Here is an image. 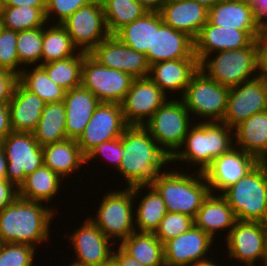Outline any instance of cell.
Wrapping results in <instances>:
<instances>
[{"mask_svg":"<svg viewBox=\"0 0 267 266\" xmlns=\"http://www.w3.org/2000/svg\"><path fill=\"white\" fill-rule=\"evenodd\" d=\"M125 154L116 172L127 188L149 185L171 163L170 157L143 126H128L122 134Z\"/></svg>","mask_w":267,"mask_h":266,"instance_id":"cell-1","label":"cell"},{"mask_svg":"<svg viewBox=\"0 0 267 266\" xmlns=\"http://www.w3.org/2000/svg\"><path fill=\"white\" fill-rule=\"evenodd\" d=\"M46 206V207H45ZM17 197L0 210V243L37 245L49 241L54 207Z\"/></svg>","mask_w":267,"mask_h":266,"instance_id":"cell-2","label":"cell"},{"mask_svg":"<svg viewBox=\"0 0 267 266\" xmlns=\"http://www.w3.org/2000/svg\"><path fill=\"white\" fill-rule=\"evenodd\" d=\"M201 120L199 123H192L183 144L170 158V162H187L196 167L198 165L197 171L204 172L215 158L235 146L233 128L223 122Z\"/></svg>","mask_w":267,"mask_h":266,"instance_id":"cell-3","label":"cell"},{"mask_svg":"<svg viewBox=\"0 0 267 266\" xmlns=\"http://www.w3.org/2000/svg\"><path fill=\"white\" fill-rule=\"evenodd\" d=\"M191 175V176H190ZM161 172L150 185L162 197L168 212H179L195 218L211 193L203 172Z\"/></svg>","mask_w":267,"mask_h":266,"instance_id":"cell-4","label":"cell"},{"mask_svg":"<svg viewBox=\"0 0 267 266\" xmlns=\"http://www.w3.org/2000/svg\"><path fill=\"white\" fill-rule=\"evenodd\" d=\"M212 54L214 56H206L199 62V69L221 85L230 88L261 75L259 39L254 40L247 47Z\"/></svg>","mask_w":267,"mask_h":266,"instance_id":"cell-5","label":"cell"},{"mask_svg":"<svg viewBox=\"0 0 267 266\" xmlns=\"http://www.w3.org/2000/svg\"><path fill=\"white\" fill-rule=\"evenodd\" d=\"M221 195L237 220L264 223L267 220V162L260 161Z\"/></svg>","mask_w":267,"mask_h":266,"instance_id":"cell-6","label":"cell"},{"mask_svg":"<svg viewBox=\"0 0 267 266\" xmlns=\"http://www.w3.org/2000/svg\"><path fill=\"white\" fill-rule=\"evenodd\" d=\"M146 185H138L125 190H112L104 194L96 215L88 217L112 242L120 243L136 231L134 204ZM134 208V209H133ZM115 239V240H114Z\"/></svg>","mask_w":267,"mask_h":266,"instance_id":"cell-7","label":"cell"},{"mask_svg":"<svg viewBox=\"0 0 267 266\" xmlns=\"http://www.w3.org/2000/svg\"><path fill=\"white\" fill-rule=\"evenodd\" d=\"M168 100L143 125L159 147L171 158L183 144L192 116L182 99Z\"/></svg>","mask_w":267,"mask_h":266,"instance_id":"cell-8","label":"cell"},{"mask_svg":"<svg viewBox=\"0 0 267 266\" xmlns=\"http://www.w3.org/2000/svg\"><path fill=\"white\" fill-rule=\"evenodd\" d=\"M229 90V87L210 79L199 69L180 98L190 114L207 122H221L227 109Z\"/></svg>","mask_w":267,"mask_h":266,"instance_id":"cell-9","label":"cell"},{"mask_svg":"<svg viewBox=\"0 0 267 266\" xmlns=\"http://www.w3.org/2000/svg\"><path fill=\"white\" fill-rule=\"evenodd\" d=\"M133 79L128 73L101 65L89 53L84 52L81 86L100 102L121 104Z\"/></svg>","mask_w":267,"mask_h":266,"instance_id":"cell-10","label":"cell"},{"mask_svg":"<svg viewBox=\"0 0 267 266\" xmlns=\"http://www.w3.org/2000/svg\"><path fill=\"white\" fill-rule=\"evenodd\" d=\"M7 159V180L18 189L44 164L43 150L33 133L11 132L1 142Z\"/></svg>","mask_w":267,"mask_h":266,"instance_id":"cell-11","label":"cell"},{"mask_svg":"<svg viewBox=\"0 0 267 266\" xmlns=\"http://www.w3.org/2000/svg\"><path fill=\"white\" fill-rule=\"evenodd\" d=\"M79 51L90 53L110 34L107 30L101 0L80 7L61 24Z\"/></svg>","mask_w":267,"mask_h":266,"instance_id":"cell-12","label":"cell"},{"mask_svg":"<svg viewBox=\"0 0 267 266\" xmlns=\"http://www.w3.org/2000/svg\"><path fill=\"white\" fill-rule=\"evenodd\" d=\"M267 110V76L230 87L224 124L234 128L250 116Z\"/></svg>","mask_w":267,"mask_h":266,"instance_id":"cell-13","label":"cell"},{"mask_svg":"<svg viewBox=\"0 0 267 266\" xmlns=\"http://www.w3.org/2000/svg\"><path fill=\"white\" fill-rule=\"evenodd\" d=\"M168 96L149 78H134L121 103L128 126H143L168 100Z\"/></svg>","mask_w":267,"mask_h":266,"instance_id":"cell-14","label":"cell"},{"mask_svg":"<svg viewBox=\"0 0 267 266\" xmlns=\"http://www.w3.org/2000/svg\"><path fill=\"white\" fill-rule=\"evenodd\" d=\"M225 238L227 257L230 260H238V263L246 266H255L256 261H261L260 264L266 266L265 232L262 222L237 220Z\"/></svg>","mask_w":267,"mask_h":266,"instance_id":"cell-15","label":"cell"},{"mask_svg":"<svg viewBox=\"0 0 267 266\" xmlns=\"http://www.w3.org/2000/svg\"><path fill=\"white\" fill-rule=\"evenodd\" d=\"M127 127L121 104L100 102L78 138V146L86 155L102 142L120 138Z\"/></svg>","mask_w":267,"mask_h":266,"instance_id":"cell-16","label":"cell"},{"mask_svg":"<svg viewBox=\"0 0 267 266\" xmlns=\"http://www.w3.org/2000/svg\"><path fill=\"white\" fill-rule=\"evenodd\" d=\"M68 234L76 258L71 262L75 266H101L112 259L114 242L87 217L83 225ZM70 236V237H69ZM110 245V246H109Z\"/></svg>","mask_w":267,"mask_h":266,"instance_id":"cell-17","label":"cell"},{"mask_svg":"<svg viewBox=\"0 0 267 266\" xmlns=\"http://www.w3.org/2000/svg\"><path fill=\"white\" fill-rule=\"evenodd\" d=\"M259 162L256 157L235 145L229 151L215 158L203 172L210 192L213 194H219L218 192H220L222 194L250 172Z\"/></svg>","mask_w":267,"mask_h":266,"instance_id":"cell-18","label":"cell"},{"mask_svg":"<svg viewBox=\"0 0 267 266\" xmlns=\"http://www.w3.org/2000/svg\"><path fill=\"white\" fill-rule=\"evenodd\" d=\"M89 54L107 68L128 73L133 78L148 77L150 66L146 55L128 47L114 35L101 41Z\"/></svg>","mask_w":267,"mask_h":266,"instance_id":"cell-19","label":"cell"},{"mask_svg":"<svg viewBox=\"0 0 267 266\" xmlns=\"http://www.w3.org/2000/svg\"><path fill=\"white\" fill-rule=\"evenodd\" d=\"M197 58L194 53V39L187 33L175 30L163 22L159 12H154L153 52H147L150 65L157 62Z\"/></svg>","mask_w":267,"mask_h":266,"instance_id":"cell-20","label":"cell"},{"mask_svg":"<svg viewBox=\"0 0 267 266\" xmlns=\"http://www.w3.org/2000/svg\"><path fill=\"white\" fill-rule=\"evenodd\" d=\"M261 31H243L218 27L207 22L194 39V53L200 62L204 57L219 51L235 50L249 46L259 39Z\"/></svg>","mask_w":267,"mask_h":266,"instance_id":"cell-21","label":"cell"},{"mask_svg":"<svg viewBox=\"0 0 267 266\" xmlns=\"http://www.w3.org/2000/svg\"><path fill=\"white\" fill-rule=\"evenodd\" d=\"M213 240L193 225L187 232L164 244L165 266H192L209 260L206 256L210 253Z\"/></svg>","mask_w":267,"mask_h":266,"instance_id":"cell-22","label":"cell"},{"mask_svg":"<svg viewBox=\"0 0 267 266\" xmlns=\"http://www.w3.org/2000/svg\"><path fill=\"white\" fill-rule=\"evenodd\" d=\"M199 70L197 58H183L157 62L149 67L148 77L167 95L168 91L184 92Z\"/></svg>","mask_w":267,"mask_h":266,"instance_id":"cell-23","label":"cell"},{"mask_svg":"<svg viewBox=\"0 0 267 266\" xmlns=\"http://www.w3.org/2000/svg\"><path fill=\"white\" fill-rule=\"evenodd\" d=\"M159 13L165 24L193 39L208 22V9L193 0H166Z\"/></svg>","mask_w":267,"mask_h":266,"instance_id":"cell-24","label":"cell"},{"mask_svg":"<svg viewBox=\"0 0 267 266\" xmlns=\"http://www.w3.org/2000/svg\"><path fill=\"white\" fill-rule=\"evenodd\" d=\"M46 103L35 93L27 90L19 81L8 102L13 132L33 133Z\"/></svg>","mask_w":267,"mask_h":266,"instance_id":"cell-25","label":"cell"},{"mask_svg":"<svg viewBox=\"0 0 267 266\" xmlns=\"http://www.w3.org/2000/svg\"><path fill=\"white\" fill-rule=\"evenodd\" d=\"M67 139L78 140L87 126L100 100L82 86L65 93Z\"/></svg>","mask_w":267,"mask_h":266,"instance_id":"cell-26","label":"cell"},{"mask_svg":"<svg viewBox=\"0 0 267 266\" xmlns=\"http://www.w3.org/2000/svg\"><path fill=\"white\" fill-rule=\"evenodd\" d=\"M237 219L233 209L221 194L210 193L194 218V225L215 240L218 231H225L226 236L234 227ZM228 229V231H227Z\"/></svg>","mask_w":267,"mask_h":266,"instance_id":"cell-27","label":"cell"},{"mask_svg":"<svg viewBox=\"0 0 267 266\" xmlns=\"http://www.w3.org/2000/svg\"><path fill=\"white\" fill-rule=\"evenodd\" d=\"M208 22L218 27L243 31H261V24L253 13L251 4L223 0L208 9Z\"/></svg>","mask_w":267,"mask_h":266,"instance_id":"cell-28","label":"cell"},{"mask_svg":"<svg viewBox=\"0 0 267 266\" xmlns=\"http://www.w3.org/2000/svg\"><path fill=\"white\" fill-rule=\"evenodd\" d=\"M233 130L236 147L267 162V110L250 116Z\"/></svg>","mask_w":267,"mask_h":266,"instance_id":"cell-29","label":"cell"},{"mask_svg":"<svg viewBox=\"0 0 267 266\" xmlns=\"http://www.w3.org/2000/svg\"><path fill=\"white\" fill-rule=\"evenodd\" d=\"M44 165L62 179L75 174L85 165V155L80 150L77 140L66 139L42 147ZM66 177V178H65Z\"/></svg>","mask_w":267,"mask_h":266,"instance_id":"cell-30","label":"cell"},{"mask_svg":"<svg viewBox=\"0 0 267 266\" xmlns=\"http://www.w3.org/2000/svg\"><path fill=\"white\" fill-rule=\"evenodd\" d=\"M62 178L46 165L26 176L19 188V197L47 205L60 191Z\"/></svg>","mask_w":267,"mask_h":266,"instance_id":"cell-31","label":"cell"},{"mask_svg":"<svg viewBox=\"0 0 267 266\" xmlns=\"http://www.w3.org/2000/svg\"><path fill=\"white\" fill-rule=\"evenodd\" d=\"M118 246L143 266H165L164 244L155 233L135 231Z\"/></svg>","mask_w":267,"mask_h":266,"instance_id":"cell-32","label":"cell"},{"mask_svg":"<svg viewBox=\"0 0 267 266\" xmlns=\"http://www.w3.org/2000/svg\"><path fill=\"white\" fill-rule=\"evenodd\" d=\"M41 147L67 139L64 101L47 103L33 132Z\"/></svg>","mask_w":267,"mask_h":266,"instance_id":"cell-33","label":"cell"},{"mask_svg":"<svg viewBox=\"0 0 267 266\" xmlns=\"http://www.w3.org/2000/svg\"><path fill=\"white\" fill-rule=\"evenodd\" d=\"M116 36L128 47L144 53L153 52L154 11H148L142 17L119 29Z\"/></svg>","mask_w":267,"mask_h":266,"instance_id":"cell-34","label":"cell"},{"mask_svg":"<svg viewBox=\"0 0 267 266\" xmlns=\"http://www.w3.org/2000/svg\"><path fill=\"white\" fill-rule=\"evenodd\" d=\"M146 188L149 192L141 195L138 207H135V228L137 232L155 233L168 211L158 192L150 184Z\"/></svg>","mask_w":267,"mask_h":266,"instance_id":"cell-35","label":"cell"},{"mask_svg":"<svg viewBox=\"0 0 267 266\" xmlns=\"http://www.w3.org/2000/svg\"><path fill=\"white\" fill-rule=\"evenodd\" d=\"M53 23L43 27L42 64L75 56L79 52L67 30L61 24Z\"/></svg>","mask_w":267,"mask_h":266,"instance_id":"cell-36","label":"cell"},{"mask_svg":"<svg viewBox=\"0 0 267 266\" xmlns=\"http://www.w3.org/2000/svg\"><path fill=\"white\" fill-rule=\"evenodd\" d=\"M107 30L114 35L123 26L132 23L148 12L136 0H101Z\"/></svg>","mask_w":267,"mask_h":266,"instance_id":"cell-37","label":"cell"},{"mask_svg":"<svg viewBox=\"0 0 267 266\" xmlns=\"http://www.w3.org/2000/svg\"><path fill=\"white\" fill-rule=\"evenodd\" d=\"M83 59L84 52L79 51L75 56L52 61L40 66L54 83L67 92L81 86Z\"/></svg>","mask_w":267,"mask_h":266,"instance_id":"cell-38","label":"cell"},{"mask_svg":"<svg viewBox=\"0 0 267 266\" xmlns=\"http://www.w3.org/2000/svg\"><path fill=\"white\" fill-rule=\"evenodd\" d=\"M33 67L31 69L24 67L18 76V81L27 90L39 96L46 104L63 101L66 91L54 83L40 65Z\"/></svg>","mask_w":267,"mask_h":266,"instance_id":"cell-39","label":"cell"},{"mask_svg":"<svg viewBox=\"0 0 267 266\" xmlns=\"http://www.w3.org/2000/svg\"><path fill=\"white\" fill-rule=\"evenodd\" d=\"M45 10L29 6H6L2 15L3 27L14 31L44 27L47 23Z\"/></svg>","mask_w":267,"mask_h":266,"instance_id":"cell-40","label":"cell"},{"mask_svg":"<svg viewBox=\"0 0 267 266\" xmlns=\"http://www.w3.org/2000/svg\"><path fill=\"white\" fill-rule=\"evenodd\" d=\"M42 39L43 27L17 31L16 46L22 67L42 65Z\"/></svg>","mask_w":267,"mask_h":266,"instance_id":"cell-41","label":"cell"},{"mask_svg":"<svg viewBox=\"0 0 267 266\" xmlns=\"http://www.w3.org/2000/svg\"><path fill=\"white\" fill-rule=\"evenodd\" d=\"M194 225V218L179 212H167L158 229L156 237L165 244L167 241L187 232Z\"/></svg>","mask_w":267,"mask_h":266,"instance_id":"cell-42","label":"cell"},{"mask_svg":"<svg viewBox=\"0 0 267 266\" xmlns=\"http://www.w3.org/2000/svg\"><path fill=\"white\" fill-rule=\"evenodd\" d=\"M16 45L17 31L3 27L0 31V68L19 76L24 67L19 62Z\"/></svg>","mask_w":267,"mask_h":266,"instance_id":"cell-43","label":"cell"},{"mask_svg":"<svg viewBox=\"0 0 267 266\" xmlns=\"http://www.w3.org/2000/svg\"><path fill=\"white\" fill-rule=\"evenodd\" d=\"M35 252L30 245L0 243V266H33Z\"/></svg>","mask_w":267,"mask_h":266,"instance_id":"cell-44","label":"cell"},{"mask_svg":"<svg viewBox=\"0 0 267 266\" xmlns=\"http://www.w3.org/2000/svg\"><path fill=\"white\" fill-rule=\"evenodd\" d=\"M101 154L103 157L105 156L107 158L106 160L111 162V165H113L117 171L121 159L125 154V149L122 145V136L120 138L102 142L95 146L85 155V163H89L90 160H97L98 156H101Z\"/></svg>","mask_w":267,"mask_h":266,"instance_id":"cell-45","label":"cell"},{"mask_svg":"<svg viewBox=\"0 0 267 266\" xmlns=\"http://www.w3.org/2000/svg\"><path fill=\"white\" fill-rule=\"evenodd\" d=\"M93 0H46L45 18L47 23L50 18H57V24H62L80 7L88 5ZM55 15V16H53ZM52 16V17H51Z\"/></svg>","mask_w":267,"mask_h":266,"instance_id":"cell-46","label":"cell"},{"mask_svg":"<svg viewBox=\"0 0 267 266\" xmlns=\"http://www.w3.org/2000/svg\"><path fill=\"white\" fill-rule=\"evenodd\" d=\"M18 76L9 70L0 68V103H8L13 96Z\"/></svg>","mask_w":267,"mask_h":266,"instance_id":"cell-47","label":"cell"},{"mask_svg":"<svg viewBox=\"0 0 267 266\" xmlns=\"http://www.w3.org/2000/svg\"><path fill=\"white\" fill-rule=\"evenodd\" d=\"M19 196V189L7 179L0 180V210L11 204Z\"/></svg>","mask_w":267,"mask_h":266,"instance_id":"cell-48","label":"cell"},{"mask_svg":"<svg viewBox=\"0 0 267 266\" xmlns=\"http://www.w3.org/2000/svg\"><path fill=\"white\" fill-rule=\"evenodd\" d=\"M11 132L13 131L8 103H0V142Z\"/></svg>","mask_w":267,"mask_h":266,"instance_id":"cell-49","label":"cell"},{"mask_svg":"<svg viewBox=\"0 0 267 266\" xmlns=\"http://www.w3.org/2000/svg\"><path fill=\"white\" fill-rule=\"evenodd\" d=\"M112 259L118 266H143L137 259L128 255L120 246L113 251Z\"/></svg>","mask_w":267,"mask_h":266,"instance_id":"cell-50","label":"cell"},{"mask_svg":"<svg viewBox=\"0 0 267 266\" xmlns=\"http://www.w3.org/2000/svg\"><path fill=\"white\" fill-rule=\"evenodd\" d=\"M253 13L262 25L267 20V0H253Z\"/></svg>","mask_w":267,"mask_h":266,"instance_id":"cell-51","label":"cell"},{"mask_svg":"<svg viewBox=\"0 0 267 266\" xmlns=\"http://www.w3.org/2000/svg\"><path fill=\"white\" fill-rule=\"evenodd\" d=\"M6 6H29L32 8H46V0H5Z\"/></svg>","mask_w":267,"mask_h":266,"instance_id":"cell-52","label":"cell"},{"mask_svg":"<svg viewBox=\"0 0 267 266\" xmlns=\"http://www.w3.org/2000/svg\"><path fill=\"white\" fill-rule=\"evenodd\" d=\"M148 11L159 12L166 0H136Z\"/></svg>","mask_w":267,"mask_h":266,"instance_id":"cell-53","label":"cell"},{"mask_svg":"<svg viewBox=\"0 0 267 266\" xmlns=\"http://www.w3.org/2000/svg\"><path fill=\"white\" fill-rule=\"evenodd\" d=\"M261 46V75L267 76V39H259Z\"/></svg>","mask_w":267,"mask_h":266,"instance_id":"cell-54","label":"cell"},{"mask_svg":"<svg viewBox=\"0 0 267 266\" xmlns=\"http://www.w3.org/2000/svg\"><path fill=\"white\" fill-rule=\"evenodd\" d=\"M7 179V159L5 156L4 148L0 142V180Z\"/></svg>","mask_w":267,"mask_h":266,"instance_id":"cell-55","label":"cell"},{"mask_svg":"<svg viewBox=\"0 0 267 266\" xmlns=\"http://www.w3.org/2000/svg\"><path fill=\"white\" fill-rule=\"evenodd\" d=\"M193 1L204 5L207 9H210L211 7H213L214 5L223 0H193Z\"/></svg>","mask_w":267,"mask_h":266,"instance_id":"cell-56","label":"cell"},{"mask_svg":"<svg viewBox=\"0 0 267 266\" xmlns=\"http://www.w3.org/2000/svg\"><path fill=\"white\" fill-rule=\"evenodd\" d=\"M259 39H267V20L261 25V35Z\"/></svg>","mask_w":267,"mask_h":266,"instance_id":"cell-57","label":"cell"},{"mask_svg":"<svg viewBox=\"0 0 267 266\" xmlns=\"http://www.w3.org/2000/svg\"><path fill=\"white\" fill-rule=\"evenodd\" d=\"M192 266H220V265L216 264L215 262L212 261L211 258H209V260H207V261L200 262V263L194 264Z\"/></svg>","mask_w":267,"mask_h":266,"instance_id":"cell-58","label":"cell"},{"mask_svg":"<svg viewBox=\"0 0 267 266\" xmlns=\"http://www.w3.org/2000/svg\"><path fill=\"white\" fill-rule=\"evenodd\" d=\"M263 224L265 232V250H266V266H267V220Z\"/></svg>","mask_w":267,"mask_h":266,"instance_id":"cell-59","label":"cell"},{"mask_svg":"<svg viewBox=\"0 0 267 266\" xmlns=\"http://www.w3.org/2000/svg\"><path fill=\"white\" fill-rule=\"evenodd\" d=\"M5 0H0V16L3 15V11L5 10Z\"/></svg>","mask_w":267,"mask_h":266,"instance_id":"cell-60","label":"cell"},{"mask_svg":"<svg viewBox=\"0 0 267 266\" xmlns=\"http://www.w3.org/2000/svg\"><path fill=\"white\" fill-rule=\"evenodd\" d=\"M101 266H118V265L116 264V262L113 259H111L108 262L102 264Z\"/></svg>","mask_w":267,"mask_h":266,"instance_id":"cell-61","label":"cell"},{"mask_svg":"<svg viewBox=\"0 0 267 266\" xmlns=\"http://www.w3.org/2000/svg\"><path fill=\"white\" fill-rule=\"evenodd\" d=\"M232 1H238V2H244L248 4H252L253 0H232Z\"/></svg>","mask_w":267,"mask_h":266,"instance_id":"cell-62","label":"cell"},{"mask_svg":"<svg viewBox=\"0 0 267 266\" xmlns=\"http://www.w3.org/2000/svg\"><path fill=\"white\" fill-rule=\"evenodd\" d=\"M3 28V21H2V16H0V31Z\"/></svg>","mask_w":267,"mask_h":266,"instance_id":"cell-63","label":"cell"}]
</instances>
